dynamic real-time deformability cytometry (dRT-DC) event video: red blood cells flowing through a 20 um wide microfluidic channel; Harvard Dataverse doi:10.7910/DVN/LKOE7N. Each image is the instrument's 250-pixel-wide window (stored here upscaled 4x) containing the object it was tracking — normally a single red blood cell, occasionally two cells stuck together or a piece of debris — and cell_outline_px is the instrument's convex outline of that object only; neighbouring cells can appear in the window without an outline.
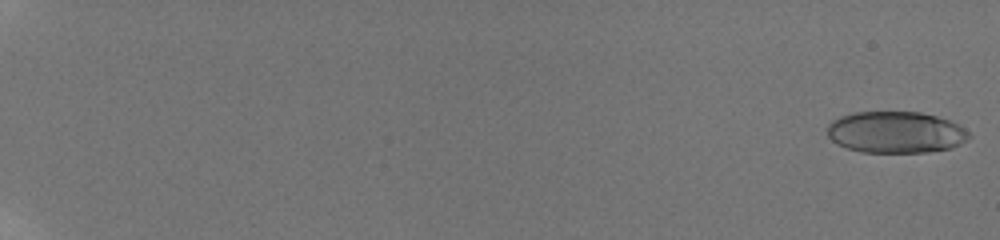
{"species": "human", "species_latin": "Homo sapiens", "temperature_condition": "room temperature", "stored_images_in_passage": 18, "camera_frame_rate_fps": 3000, "um_per_image_px": 0.085, "donor": {"sex": "male"}, "frame": {"image": 1, "passage_image": 1, "time_ms": 0.0, "image_size_px": [1000, 240], "cell_outline_px": [[972, 136], [968, 140], [952, 148], [924, 152], [860, 152], [836, 144], [828, 136], [828, 124], [832, 120], [840, 116], [852, 112], [920, 112], [936, 116], [948, 120], [964, 128]], "centroid_in_image_um": [76.13, 11.24], "position_along_channel_um": 8.9, "area_um2": 34.39}}